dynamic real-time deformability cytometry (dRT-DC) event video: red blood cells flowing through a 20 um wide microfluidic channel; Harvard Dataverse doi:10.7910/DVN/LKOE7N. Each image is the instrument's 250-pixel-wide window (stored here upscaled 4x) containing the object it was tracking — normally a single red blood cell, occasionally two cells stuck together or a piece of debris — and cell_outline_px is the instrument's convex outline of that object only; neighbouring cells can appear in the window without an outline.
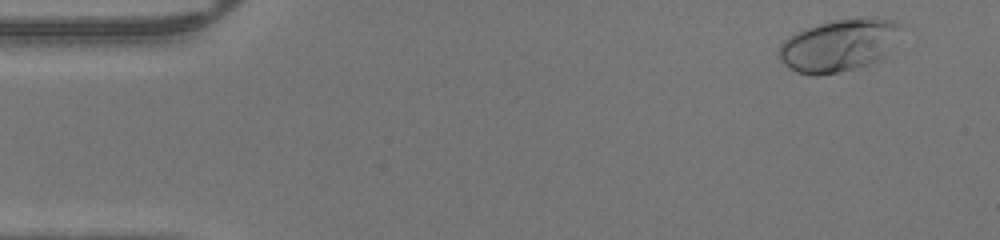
{"species": "human", "species_latin": "Homo sapiens", "temperature_condition": "warm", "stored_images_in_passage": 46, "camera_frame_rate_fps": 3000, "um_per_image_px": 0.085, "donor": {"sex": "male"}, "frame": {"image": 1, "passage_image": 2, "time_ms": 0.333, "image_size_px": [1000, 240], "cell_outline_px": [[904, 24], [880, 60], [872, 64], [840, 72], [816, 76], [812, 76], [796, 72], [788, 68], [780, 60], [776, 52], [780, 44], [788, 36], [796, 32], [820, 24], [836, 20], [868, 16], [880, 16], [896, 20]], "centroid_in_image_um": [71.28, 3.84], "position_along_channel_um": 13.7, "area_um2": 37.57}}
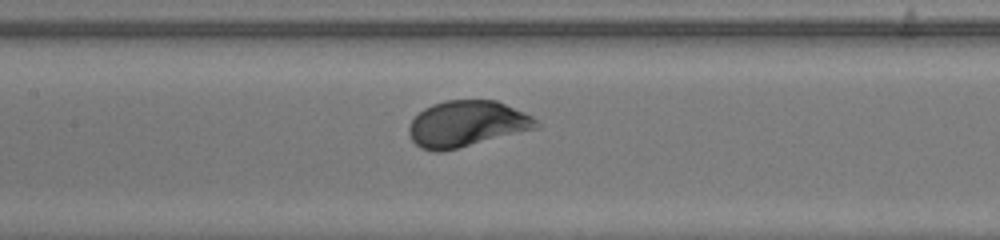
{"frame": {"image": 2, "passage_image": 21, "time_ms": 6.667, "image_size_px": [1000, 240], "cell_outline_px": [[544, 124], [540, 128], [440, 152], [436, 152], [420, 148], [412, 140], [408, 132], [408, 128], [412, 120], [424, 108], [432, 104], [444, 100], [496, 100], [524, 112], [532, 116]], "centroid_in_image_um": [39.71, 10.52], "position_along_channel_um": 167.7, "area_um2": 34.33}}
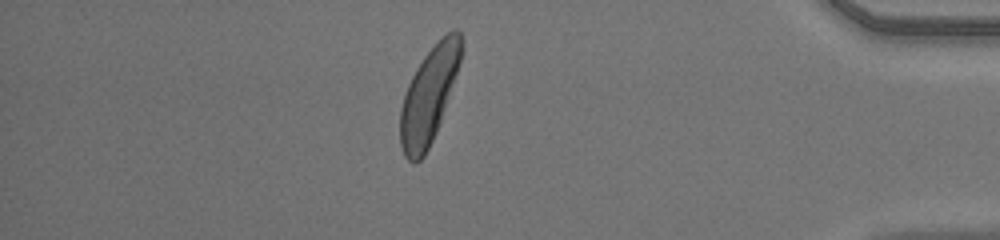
{"frame": {"image": 3, "passage_image": 40, "time_ms": 13.0, "image_size_px": [1000, 240], "cell_outline_px": [[464, 48], [436, 132], [424, 156], [416, 164], [412, 164], [404, 156], [400, 144], [400, 108], [408, 84], [416, 68], [424, 56], [452, 28], [456, 28], [460, 32]], "centroid_in_image_um": [36.44, 8.13], "position_along_channel_um": 398.8, "area_um2": 33.41}}